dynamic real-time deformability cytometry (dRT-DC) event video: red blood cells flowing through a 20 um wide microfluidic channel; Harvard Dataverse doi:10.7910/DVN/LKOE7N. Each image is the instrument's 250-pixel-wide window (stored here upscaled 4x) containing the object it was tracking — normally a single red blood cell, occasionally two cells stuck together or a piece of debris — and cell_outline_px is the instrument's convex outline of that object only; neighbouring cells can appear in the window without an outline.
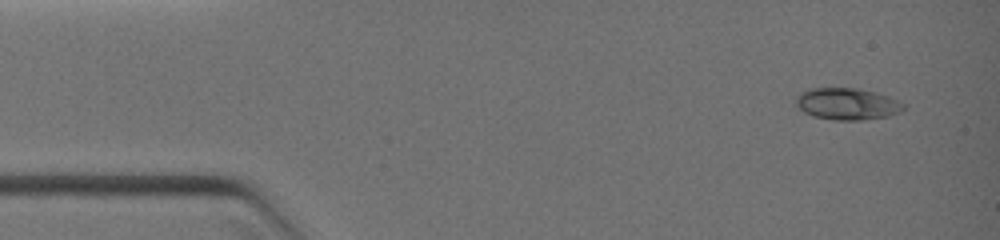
{"species": "common noctule bat (a hibernating species)", "species_latin": "Nyctalus noctula", "temperature_condition": "warm", "stored_images_in_passage": 26, "camera_frame_rate_fps": 3000, "um_per_image_px": 0.085, "animal": {"sex": "female", "body_mass_g": 19.0, "forearm_length_mm": 51.5}, "frame": {"image": 1, "passage_image": 1, "time_ms": 0.0, "image_size_px": [1000, 240], "cell_outline_px": [[908, 104], [900, 112], [888, 116], [860, 120], [836, 120], [816, 116], [804, 112], [796, 104], [796, 96], [800, 92], [808, 88], [860, 88], [876, 92], [900, 100]], "centroid_in_image_um": [72.05, 8.81], "position_along_channel_um": 12.9, "area_um2": 20.06}}
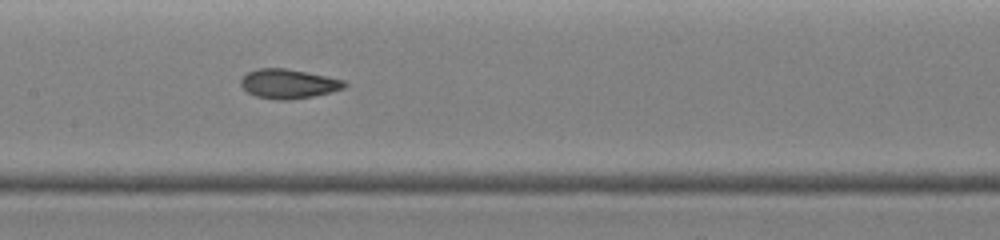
{"frame": {"image": 2, "passage_image": 12, "time_ms": 5.0, "image_size_px": [1000, 240], "cell_outline_px": [[348, 84], [344, 88], [312, 96], [288, 100], [280, 100], [256, 96], [248, 92], [240, 84], [240, 80], [248, 72], [256, 68], [288, 68], [328, 76], [344, 80]], "centroid_in_image_um": [24.52, 7.1], "position_along_channel_um": 182.9, "area_um2": 17.69}}
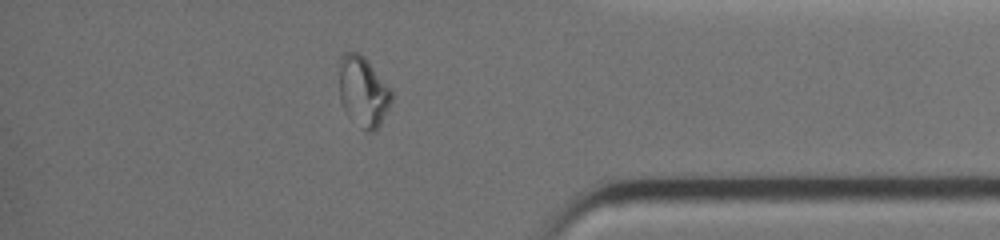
{"frame": {"image": 3, "passage_image": 22, "time_ms": 9.333, "image_size_px": [1000, 240], "cell_outline_px": [[392, 100], [380, 124], [372, 132], [368, 132], [348, 116], [340, 100], [340, 56], [344, 52], [360, 52], [364, 56], [392, 92]], "centroid_in_image_um": [30.85, 7.76], "position_along_channel_um": 404.3, "area_um2": 20.98}}